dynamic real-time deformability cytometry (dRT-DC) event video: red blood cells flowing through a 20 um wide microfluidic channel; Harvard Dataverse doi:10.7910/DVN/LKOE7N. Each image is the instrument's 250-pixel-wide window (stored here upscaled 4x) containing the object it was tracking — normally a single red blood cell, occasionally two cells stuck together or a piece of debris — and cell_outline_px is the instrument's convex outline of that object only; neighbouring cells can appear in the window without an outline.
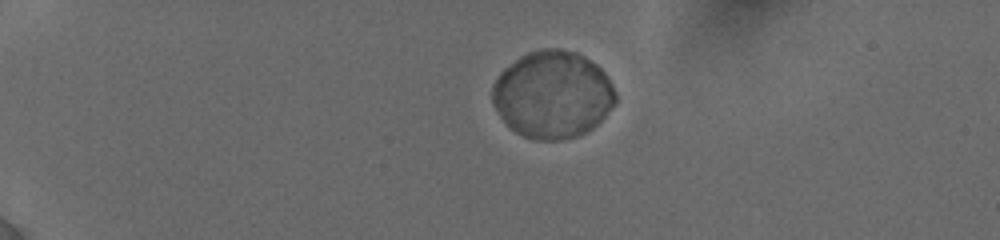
{"species": "human", "species_latin": "Homo sapiens", "temperature_condition": "cold", "stored_images_in_passage": 20, "camera_frame_rate_fps": 3000, "um_per_image_px": 0.085, "donor": {"sex": "female"}, "frame": {"image": 1, "passage_image": 1, "time_ms": 0.0, "image_size_px": [1000, 240], "cell_outline_px": [[616, 100], [604, 116], [592, 128], [576, 136], [560, 140], [532, 140], [516, 132], [500, 116], [492, 100], [492, 84], [500, 72], [504, 68], [520, 56], [528, 52], [544, 48], [560, 48], [576, 52], [584, 56], [596, 64], [608, 76], [612, 84], [616, 96]], "centroid_in_image_um": [46.96, 8.02], "position_along_channel_um": 38.0, "area_um2": 62.54}}
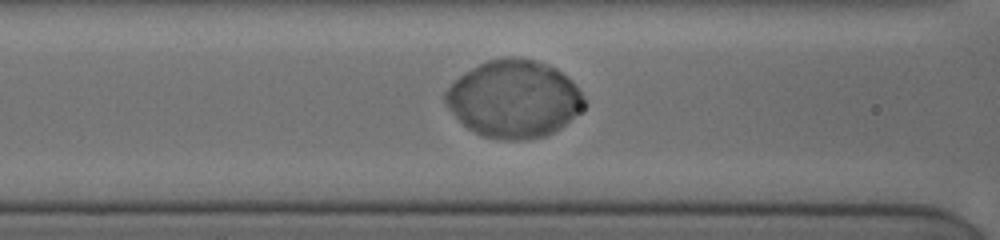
{"frame": {"image": 2, "passage_image": 15, "time_ms": 4.333, "image_size_px": [1000, 240], "cell_outline_px": [[584, 104], [560, 128], [544, 136], [516, 140], [504, 140], [484, 136], [468, 128], [448, 108], [444, 100], [444, 92], [460, 76], [472, 68], [488, 60], [508, 56], [512, 56], [532, 60], [548, 64], [556, 68], [584, 96]], "centroid_in_image_um": [43.63, 8.4], "position_along_channel_um": 123.0, "area_um2": 61.38}}
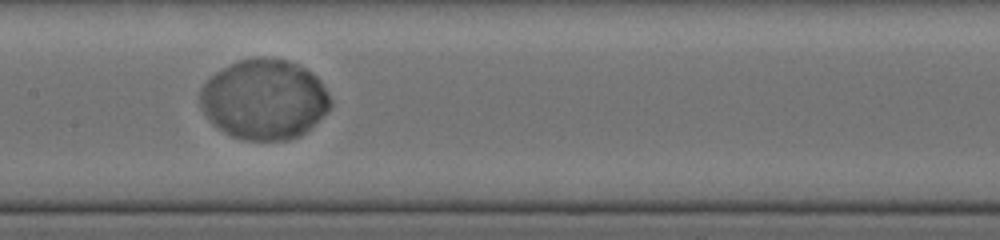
{"frame": {"image": 3, "passage_image": 19, "time_ms": 6.0, "image_size_px": [1000, 240], "cell_outline_px": [[332, 104], [300, 136], [288, 140], [244, 140], [232, 136], [220, 128], [204, 112], [200, 104], [200, 88], [216, 72], [240, 60], [260, 56], [264, 56], [284, 60], [296, 64], [304, 68], [316, 76], [320, 80], [328, 92]], "centroid_in_image_um": [22.46, 8.43], "position_along_channel_um": 184.9, "area_um2": 60.05}}